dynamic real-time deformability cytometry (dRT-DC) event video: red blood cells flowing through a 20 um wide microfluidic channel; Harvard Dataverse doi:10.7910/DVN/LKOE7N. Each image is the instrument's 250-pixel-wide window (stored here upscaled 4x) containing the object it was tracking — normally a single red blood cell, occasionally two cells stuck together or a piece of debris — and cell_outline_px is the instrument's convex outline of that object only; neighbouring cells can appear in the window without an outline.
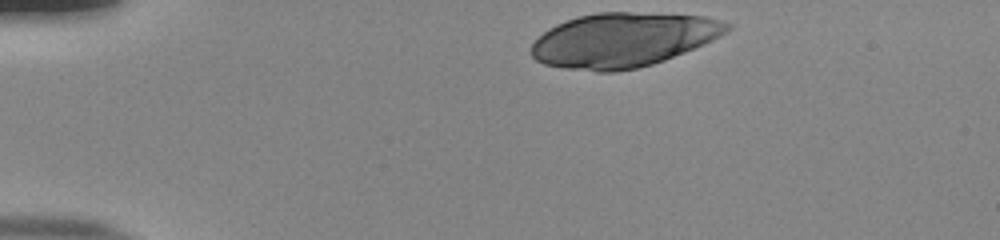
{"species": "human", "species_latin": "Homo sapiens", "temperature_condition": "room temperature", "stored_images_in_passage": 36, "camera_frame_rate_fps": 3000, "um_per_image_px": 0.085, "donor": {"sex": "male"}, "frame": {"image": 1, "passage_image": 1, "time_ms": 0.0, "image_size_px": [1000, 240], "cell_outline_px": [[732, 28], [720, 36], [704, 44], [664, 60], [652, 64], [636, 68], [616, 72], [596, 72], [564, 68], [544, 64], [536, 60], [532, 56], [532, 44], [548, 28], [556, 24], [580, 16], [596, 12], [628, 12], [704, 16], [732, 24]], "centroid_in_image_um": [52.96, 3.4], "position_along_channel_um": 32.0, "area_um2": 61.67}}